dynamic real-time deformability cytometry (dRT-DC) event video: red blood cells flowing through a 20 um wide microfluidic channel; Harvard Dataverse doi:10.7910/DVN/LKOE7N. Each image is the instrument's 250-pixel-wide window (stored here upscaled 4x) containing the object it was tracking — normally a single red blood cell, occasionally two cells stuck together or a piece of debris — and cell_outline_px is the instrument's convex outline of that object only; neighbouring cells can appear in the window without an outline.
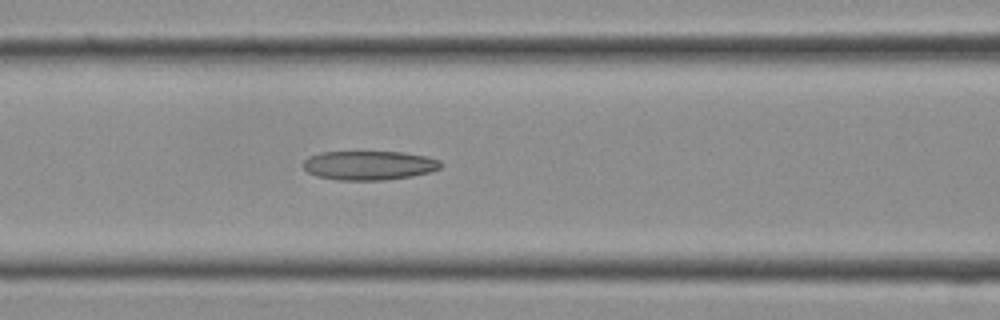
{"species": "Egyptian fruit bat (a non-hibernating species)", "species_latin": "Rousettus aegyptiacus", "temperature_condition": "cold", "stored_images_in_passage": 15, "camera_frame_rate_fps": 3000, "um_per_image_px": 0.085, "frame": {"image": 1, "passage_image": 8, "time_ms": 2.333, "image_size_px": [1000, 320], "cell_outline_px": [[444, 164], [440, 168], [428, 172], [412, 176], [380, 180], [340, 180], [316, 176], [308, 172], [304, 168], [304, 160], [308, 156], [320, 152], [404, 152], [428, 156], [440, 160]], "centroid_in_image_um": [31.39, 14.04], "position_along_channel_um": 135.2, "area_um2": 23.41}}
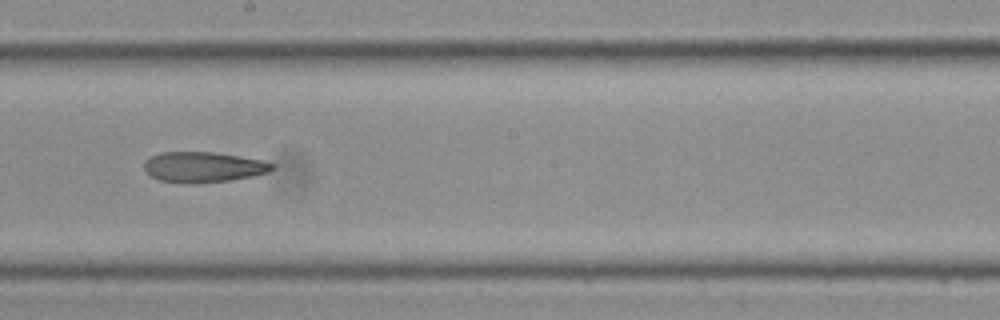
{"frame": {"image": 2, "passage_image": 12, "time_ms": 3.667, "image_size_px": [1000, 320], "cell_outline_px": [[276, 168], [268, 172], [252, 176], [228, 180], [180, 184], [160, 180], [152, 176], [144, 168], [144, 160], [160, 152], [212, 152], [264, 160], [276, 164]], "centroid_in_image_um": [17.3, 14.19], "position_along_channel_um": 230.9, "area_um2": 22.66}}
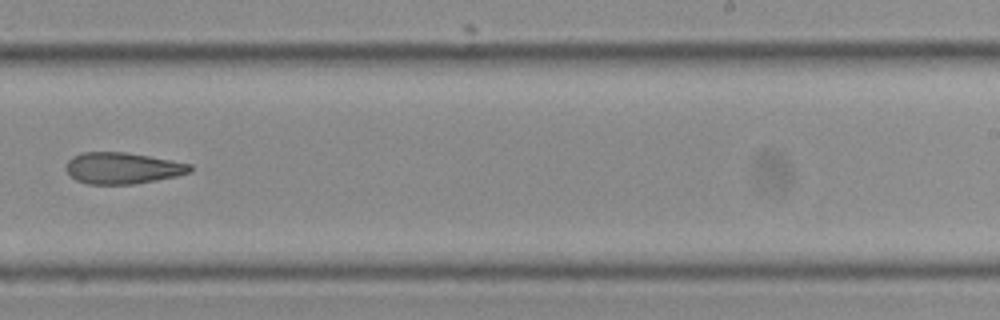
{"frame": {"image": 3, "passage_image": 14, "time_ms": 4.333, "image_size_px": [1000, 320], "cell_outline_px": [[192, 172], [176, 176], [156, 180], [132, 184], [88, 184], [76, 180], [64, 168], [68, 160], [72, 156], [84, 152], [124, 152], [172, 160], [192, 164]], "centroid_in_image_um": [10.42, 14.29], "position_along_channel_um": 278.6, "area_um2": 22.66}}